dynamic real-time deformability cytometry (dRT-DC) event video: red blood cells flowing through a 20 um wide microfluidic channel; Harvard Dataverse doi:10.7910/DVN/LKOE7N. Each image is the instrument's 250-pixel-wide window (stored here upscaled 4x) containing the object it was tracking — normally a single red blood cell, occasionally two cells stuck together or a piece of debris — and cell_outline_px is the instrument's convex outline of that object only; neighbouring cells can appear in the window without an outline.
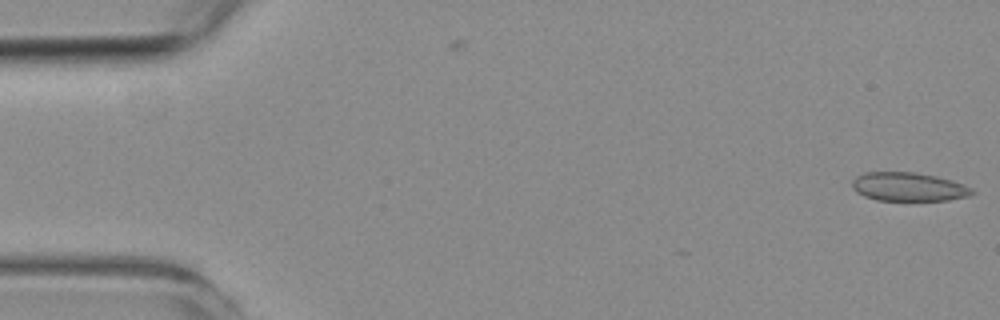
{"species": "common noctule bat (a hibernating species)", "species_latin": "Nyctalus noctula", "temperature_condition": "room temperature", "stored_images_in_passage": 3, "camera_frame_rate_fps": 3000, "um_per_image_px": 0.085, "animal": {"sex": "female", "body_mass_g": 19.3, "forearm_length_mm": 54.1}, "frame": {"image": 1, "passage_image": 3, "time_ms": 0.667, "image_size_px": [1000, 320], "cell_outline_px": [[976, 192], [968, 196], [948, 200], [876, 200], [864, 196], [856, 192], [852, 188], [852, 180], [856, 176], [864, 172], [912, 172], [936, 176], [952, 180], [964, 184], [972, 188]], "centroid_in_image_um": [77.21, 15.87], "position_along_channel_um": 7.8, "area_um2": 20.11}}